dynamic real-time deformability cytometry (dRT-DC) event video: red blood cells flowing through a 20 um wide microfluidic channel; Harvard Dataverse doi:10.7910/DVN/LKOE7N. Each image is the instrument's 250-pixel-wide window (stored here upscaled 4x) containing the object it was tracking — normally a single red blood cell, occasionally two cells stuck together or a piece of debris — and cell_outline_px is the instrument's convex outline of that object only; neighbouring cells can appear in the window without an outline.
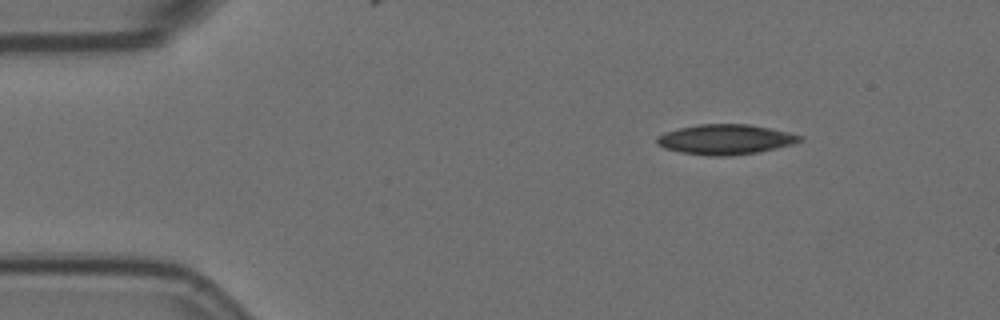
{"species": "Egyptian fruit bat (a non-hibernating species)", "species_latin": "Rousettus aegyptiacus", "temperature_condition": "room temperature", "stored_images_in_passage": 3, "camera_frame_rate_fps": 3000, "um_per_image_px": 0.085, "animal": {"sex": "female"}, "frame": {"image": 1, "passage_image": 1, "time_ms": 0.0, "image_size_px": [1000, 320], "cell_outline_px": [[804, 140], [792, 144], [760, 152], [728, 156], [712, 156], [680, 152], [664, 148], [656, 144], [656, 136], [680, 128], [700, 124], [748, 124], [788, 132], [804, 136]], "centroid_in_image_um": [61.68, 11.86], "position_along_channel_um": 23.3, "area_um2": 24.97}}